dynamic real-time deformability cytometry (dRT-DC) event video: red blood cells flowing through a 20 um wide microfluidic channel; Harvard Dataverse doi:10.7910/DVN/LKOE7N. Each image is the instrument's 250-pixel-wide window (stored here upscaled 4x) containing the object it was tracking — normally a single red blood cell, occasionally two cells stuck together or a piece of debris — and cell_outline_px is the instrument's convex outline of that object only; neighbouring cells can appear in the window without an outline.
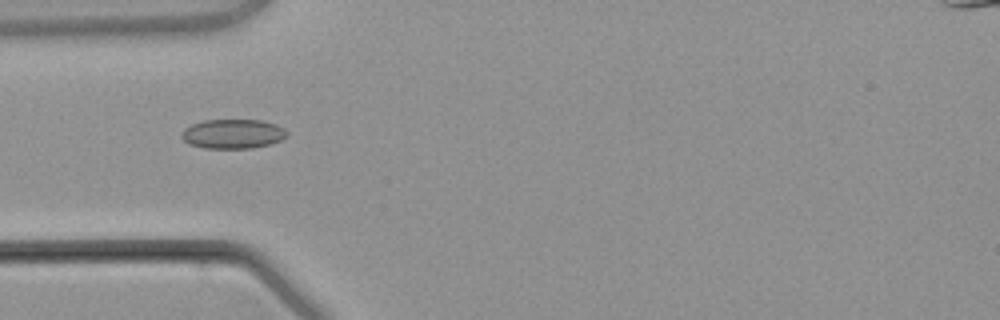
{"species": "common noctule bat (a hibernating species)", "species_latin": "Nyctalus noctula", "temperature_condition": "warm", "stored_images_in_passage": 3, "camera_frame_rate_fps": 3000, "um_per_image_px": 0.085, "animal": {"sex": "male", "body_mass_g": 21.5, "forearm_length_mm": 52.0}, "frame": {"image": 1, "passage_image": 3, "time_ms": 2.333, "image_size_px": [1000, 320], "cell_outline_px": [[288, 136], [280, 140], [268, 144], [252, 148], [204, 148], [188, 144], [180, 136], [180, 132], [184, 128], [192, 124], [204, 120], [260, 120], [276, 124], [284, 128], [288, 132]], "centroid_in_image_um": [19.77, 11.37], "position_along_channel_um": 65.2, "area_um2": 18.15}}